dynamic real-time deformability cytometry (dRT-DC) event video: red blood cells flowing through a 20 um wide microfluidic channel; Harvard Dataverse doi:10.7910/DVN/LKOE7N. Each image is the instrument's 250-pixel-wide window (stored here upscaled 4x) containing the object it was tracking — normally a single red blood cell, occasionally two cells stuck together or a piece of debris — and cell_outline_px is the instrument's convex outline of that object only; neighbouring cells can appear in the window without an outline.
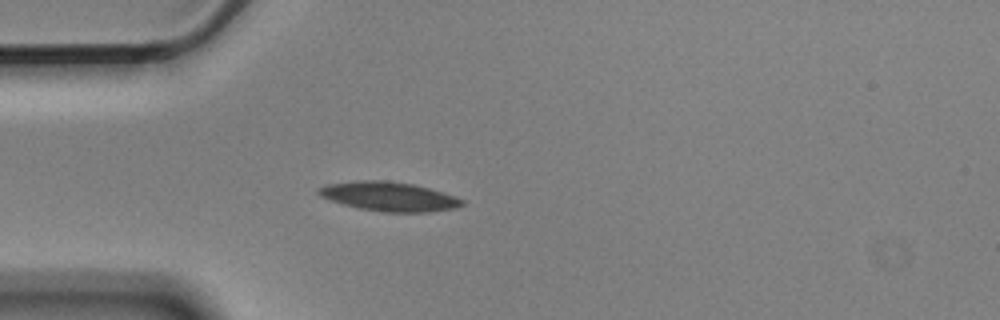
{"species": "Egyptian fruit bat (a non-hibernating species)", "species_latin": "Rousettus aegyptiacus", "temperature_condition": "cold", "stored_images_in_passage": 4, "camera_frame_rate_fps": 3000, "um_per_image_px": 0.085, "animal": {"sex": "male"}, "frame": {"image": 1, "passage_image": 4, "time_ms": 1.0, "image_size_px": [1000, 320], "cell_outline_px": [[464, 204], [456, 208], [428, 212], [384, 212], [360, 208], [344, 204], [320, 196], [316, 192], [316, 188], [324, 184], [356, 180], [388, 180], [412, 184], [444, 192], [456, 196], [464, 200]], "centroid_in_image_um": [33.05, 16.69], "position_along_channel_um": 51.9, "area_um2": 24.57}}